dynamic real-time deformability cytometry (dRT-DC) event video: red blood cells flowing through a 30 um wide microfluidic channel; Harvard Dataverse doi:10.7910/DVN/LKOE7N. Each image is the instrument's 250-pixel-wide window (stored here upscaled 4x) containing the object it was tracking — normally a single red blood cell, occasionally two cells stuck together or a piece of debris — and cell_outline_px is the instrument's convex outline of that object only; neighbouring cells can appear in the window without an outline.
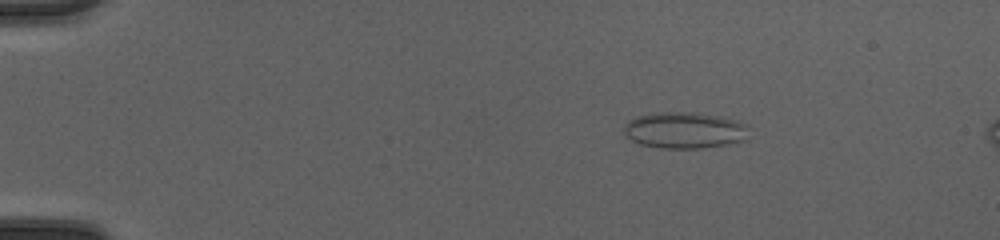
{"species": "common noctule bat (a hibernating species)", "species_latin": "Nyctalus noctula", "temperature_condition": "cold", "stored_images_in_passage": 49, "camera_frame_rate_fps": 3000, "um_per_image_px": 0.085, "animal": {"sex": "female", "body_mass_g": 20.0, "forearm_length_mm": 54.0}, "frame": {"image": 1, "passage_image": 9, "time_ms": 2.667, "image_size_px": [1000, 240], "cell_outline_px": [[740, 140], [724, 144], [696, 148], [664, 148], [640, 144], [632, 140], [624, 132], [624, 128], [636, 116], [660, 112], [680, 112], [708, 116], [728, 120], [740, 124]], "centroid_in_image_um": [57.94, 11.09], "position_along_channel_um": 27.1, "area_um2": 24.33}}
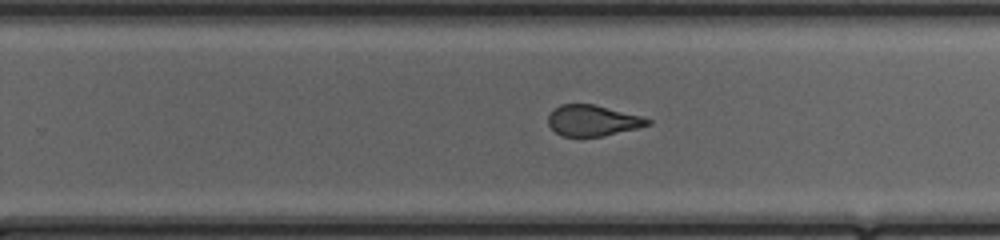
{"frame": {"image": 2, "passage_image": 33, "time_ms": 10.667, "image_size_px": [1000, 240], "cell_outline_px": [[652, 124], [636, 128], [600, 136], [564, 136], [556, 132], [548, 124], [548, 116], [560, 104], [592, 104], [640, 116], [652, 120]], "centroid_in_image_um": [50.37, 10.24], "position_along_channel_um": 279.4, "area_um2": 17.46}}
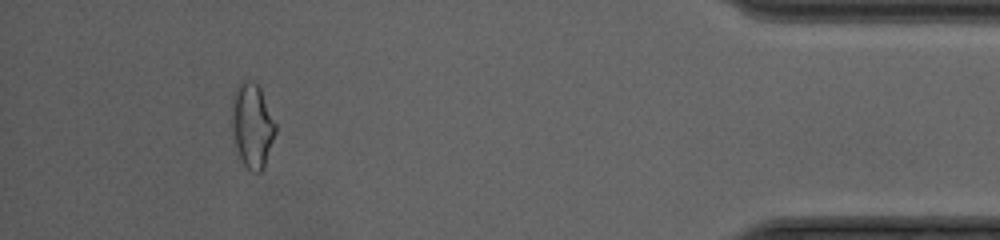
{"frame": {"image": 3, "passage_image": 46, "time_ms": 15.0, "image_size_px": [1000, 240], "cell_outline_px": [[276, 132], [264, 164], [260, 172], [252, 172], [244, 164], [240, 156], [232, 132], [232, 96], [236, 88], [244, 80], [252, 80], [260, 88], [276, 124]], "centroid_in_image_um": [21.43, 10.63], "position_along_channel_um": 413.8, "area_um2": 21.04}, "authors_computed_cell_mechanics": {"area_um2": 19.8832, "velocity_mm_per_s": 4.2829, "shape_relaxation_time_tau1_ms": null, "shape_relaxation_time_tau2_ms": 0.8424, "deformation_change_tau1": null, "deformation_change_tau2": 0.089}}